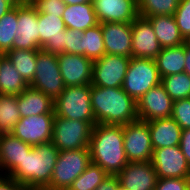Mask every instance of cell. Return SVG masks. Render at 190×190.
Segmentation results:
<instances>
[{
  "mask_svg": "<svg viewBox=\"0 0 190 190\" xmlns=\"http://www.w3.org/2000/svg\"><path fill=\"white\" fill-rule=\"evenodd\" d=\"M25 186L18 183L15 179L1 175L0 176V190H24Z\"/></svg>",
  "mask_w": 190,
  "mask_h": 190,
  "instance_id": "cell-42",
  "label": "cell"
},
{
  "mask_svg": "<svg viewBox=\"0 0 190 190\" xmlns=\"http://www.w3.org/2000/svg\"><path fill=\"white\" fill-rule=\"evenodd\" d=\"M93 127L90 122L55 116L51 142L59 151L89 148Z\"/></svg>",
  "mask_w": 190,
  "mask_h": 190,
  "instance_id": "cell-7",
  "label": "cell"
},
{
  "mask_svg": "<svg viewBox=\"0 0 190 190\" xmlns=\"http://www.w3.org/2000/svg\"><path fill=\"white\" fill-rule=\"evenodd\" d=\"M151 162L158 179L190 178V166L180 146L154 149Z\"/></svg>",
  "mask_w": 190,
  "mask_h": 190,
  "instance_id": "cell-11",
  "label": "cell"
},
{
  "mask_svg": "<svg viewBox=\"0 0 190 190\" xmlns=\"http://www.w3.org/2000/svg\"><path fill=\"white\" fill-rule=\"evenodd\" d=\"M171 117L182 130L190 129V98L175 100Z\"/></svg>",
  "mask_w": 190,
  "mask_h": 190,
  "instance_id": "cell-35",
  "label": "cell"
},
{
  "mask_svg": "<svg viewBox=\"0 0 190 190\" xmlns=\"http://www.w3.org/2000/svg\"><path fill=\"white\" fill-rule=\"evenodd\" d=\"M173 100L160 83L152 87L137 102L138 119L152 121L172 116Z\"/></svg>",
  "mask_w": 190,
  "mask_h": 190,
  "instance_id": "cell-14",
  "label": "cell"
},
{
  "mask_svg": "<svg viewBox=\"0 0 190 190\" xmlns=\"http://www.w3.org/2000/svg\"><path fill=\"white\" fill-rule=\"evenodd\" d=\"M20 119L17 95H3L0 101V135L11 133Z\"/></svg>",
  "mask_w": 190,
  "mask_h": 190,
  "instance_id": "cell-31",
  "label": "cell"
},
{
  "mask_svg": "<svg viewBox=\"0 0 190 190\" xmlns=\"http://www.w3.org/2000/svg\"><path fill=\"white\" fill-rule=\"evenodd\" d=\"M180 0H138L139 16L174 15Z\"/></svg>",
  "mask_w": 190,
  "mask_h": 190,
  "instance_id": "cell-34",
  "label": "cell"
},
{
  "mask_svg": "<svg viewBox=\"0 0 190 190\" xmlns=\"http://www.w3.org/2000/svg\"><path fill=\"white\" fill-rule=\"evenodd\" d=\"M190 178H163L158 179L154 190H188Z\"/></svg>",
  "mask_w": 190,
  "mask_h": 190,
  "instance_id": "cell-39",
  "label": "cell"
},
{
  "mask_svg": "<svg viewBox=\"0 0 190 190\" xmlns=\"http://www.w3.org/2000/svg\"><path fill=\"white\" fill-rule=\"evenodd\" d=\"M130 59L120 55L104 54L94 60L91 85L106 88L122 87Z\"/></svg>",
  "mask_w": 190,
  "mask_h": 190,
  "instance_id": "cell-10",
  "label": "cell"
},
{
  "mask_svg": "<svg viewBox=\"0 0 190 190\" xmlns=\"http://www.w3.org/2000/svg\"><path fill=\"white\" fill-rule=\"evenodd\" d=\"M38 51L12 49L5 54L28 85L35 75Z\"/></svg>",
  "mask_w": 190,
  "mask_h": 190,
  "instance_id": "cell-28",
  "label": "cell"
},
{
  "mask_svg": "<svg viewBox=\"0 0 190 190\" xmlns=\"http://www.w3.org/2000/svg\"><path fill=\"white\" fill-rule=\"evenodd\" d=\"M13 49L40 50L38 12L31 3L18 4V26Z\"/></svg>",
  "mask_w": 190,
  "mask_h": 190,
  "instance_id": "cell-13",
  "label": "cell"
},
{
  "mask_svg": "<svg viewBox=\"0 0 190 190\" xmlns=\"http://www.w3.org/2000/svg\"><path fill=\"white\" fill-rule=\"evenodd\" d=\"M108 176L99 165L91 162L68 190H96Z\"/></svg>",
  "mask_w": 190,
  "mask_h": 190,
  "instance_id": "cell-33",
  "label": "cell"
},
{
  "mask_svg": "<svg viewBox=\"0 0 190 190\" xmlns=\"http://www.w3.org/2000/svg\"><path fill=\"white\" fill-rule=\"evenodd\" d=\"M39 48L52 54L64 52L66 25L62 17L38 13Z\"/></svg>",
  "mask_w": 190,
  "mask_h": 190,
  "instance_id": "cell-18",
  "label": "cell"
},
{
  "mask_svg": "<svg viewBox=\"0 0 190 190\" xmlns=\"http://www.w3.org/2000/svg\"><path fill=\"white\" fill-rule=\"evenodd\" d=\"M185 67L184 72L190 76V46L185 44Z\"/></svg>",
  "mask_w": 190,
  "mask_h": 190,
  "instance_id": "cell-44",
  "label": "cell"
},
{
  "mask_svg": "<svg viewBox=\"0 0 190 190\" xmlns=\"http://www.w3.org/2000/svg\"><path fill=\"white\" fill-rule=\"evenodd\" d=\"M55 116L90 122L96 125L91 106V85L65 87L54 99Z\"/></svg>",
  "mask_w": 190,
  "mask_h": 190,
  "instance_id": "cell-4",
  "label": "cell"
},
{
  "mask_svg": "<svg viewBox=\"0 0 190 190\" xmlns=\"http://www.w3.org/2000/svg\"><path fill=\"white\" fill-rule=\"evenodd\" d=\"M19 4H22V3H31L32 0H16Z\"/></svg>",
  "mask_w": 190,
  "mask_h": 190,
  "instance_id": "cell-47",
  "label": "cell"
},
{
  "mask_svg": "<svg viewBox=\"0 0 190 190\" xmlns=\"http://www.w3.org/2000/svg\"><path fill=\"white\" fill-rule=\"evenodd\" d=\"M162 47L150 21L138 16L132 22V57L155 59Z\"/></svg>",
  "mask_w": 190,
  "mask_h": 190,
  "instance_id": "cell-16",
  "label": "cell"
},
{
  "mask_svg": "<svg viewBox=\"0 0 190 190\" xmlns=\"http://www.w3.org/2000/svg\"><path fill=\"white\" fill-rule=\"evenodd\" d=\"M24 190H50L48 188H38V187H25Z\"/></svg>",
  "mask_w": 190,
  "mask_h": 190,
  "instance_id": "cell-46",
  "label": "cell"
},
{
  "mask_svg": "<svg viewBox=\"0 0 190 190\" xmlns=\"http://www.w3.org/2000/svg\"><path fill=\"white\" fill-rule=\"evenodd\" d=\"M106 54L132 57V23H101Z\"/></svg>",
  "mask_w": 190,
  "mask_h": 190,
  "instance_id": "cell-20",
  "label": "cell"
},
{
  "mask_svg": "<svg viewBox=\"0 0 190 190\" xmlns=\"http://www.w3.org/2000/svg\"><path fill=\"white\" fill-rule=\"evenodd\" d=\"M18 4L16 0H0V18Z\"/></svg>",
  "mask_w": 190,
  "mask_h": 190,
  "instance_id": "cell-43",
  "label": "cell"
},
{
  "mask_svg": "<svg viewBox=\"0 0 190 190\" xmlns=\"http://www.w3.org/2000/svg\"><path fill=\"white\" fill-rule=\"evenodd\" d=\"M148 127L153 150L179 146L182 128L172 117L148 121Z\"/></svg>",
  "mask_w": 190,
  "mask_h": 190,
  "instance_id": "cell-22",
  "label": "cell"
},
{
  "mask_svg": "<svg viewBox=\"0 0 190 190\" xmlns=\"http://www.w3.org/2000/svg\"><path fill=\"white\" fill-rule=\"evenodd\" d=\"M62 19L66 28L80 31H85L99 24L93 3L66 5Z\"/></svg>",
  "mask_w": 190,
  "mask_h": 190,
  "instance_id": "cell-25",
  "label": "cell"
},
{
  "mask_svg": "<svg viewBox=\"0 0 190 190\" xmlns=\"http://www.w3.org/2000/svg\"><path fill=\"white\" fill-rule=\"evenodd\" d=\"M185 43L175 47L162 48L154 59L161 78L184 72Z\"/></svg>",
  "mask_w": 190,
  "mask_h": 190,
  "instance_id": "cell-26",
  "label": "cell"
},
{
  "mask_svg": "<svg viewBox=\"0 0 190 190\" xmlns=\"http://www.w3.org/2000/svg\"><path fill=\"white\" fill-rule=\"evenodd\" d=\"M54 117L55 114H40L21 118L11 133L32 146L50 142Z\"/></svg>",
  "mask_w": 190,
  "mask_h": 190,
  "instance_id": "cell-12",
  "label": "cell"
},
{
  "mask_svg": "<svg viewBox=\"0 0 190 190\" xmlns=\"http://www.w3.org/2000/svg\"><path fill=\"white\" fill-rule=\"evenodd\" d=\"M83 31L65 29L64 53L81 55Z\"/></svg>",
  "mask_w": 190,
  "mask_h": 190,
  "instance_id": "cell-38",
  "label": "cell"
},
{
  "mask_svg": "<svg viewBox=\"0 0 190 190\" xmlns=\"http://www.w3.org/2000/svg\"><path fill=\"white\" fill-rule=\"evenodd\" d=\"M89 149L91 162L108 175H117L128 164L123 125L96 124L92 128Z\"/></svg>",
  "mask_w": 190,
  "mask_h": 190,
  "instance_id": "cell-1",
  "label": "cell"
},
{
  "mask_svg": "<svg viewBox=\"0 0 190 190\" xmlns=\"http://www.w3.org/2000/svg\"><path fill=\"white\" fill-rule=\"evenodd\" d=\"M91 106L96 124L126 125L138 119L137 102L122 87L91 85Z\"/></svg>",
  "mask_w": 190,
  "mask_h": 190,
  "instance_id": "cell-2",
  "label": "cell"
},
{
  "mask_svg": "<svg viewBox=\"0 0 190 190\" xmlns=\"http://www.w3.org/2000/svg\"><path fill=\"white\" fill-rule=\"evenodd\" d=\"M161 83V77L154 59L131 57L125 79L123 90L136 102L152 87Z\"/></svg>",
  "mask_w": 190,
  "mask_h": 190,
  "instance_id": "cell-6",
  "label": "cell"
},
{
  "mask_svg": "<svg viewBox=\"0 0 190 190\" xmlns=\"http://www.w3.org/2000/svg\"><path fill=\"white\" fill-rule=\"evenodd\" d=\"M124 151L128 162L151 161V144L148 122L137 119L123 125Z\"/></svg>",
  "mask_w": 190,
  "mask_h": 190,
  "instance_id": "cell-9",
  "label": "cell"
},
{
  "mask_svg": "<svg viewBox=\"0 0 190 190\" xmlns=\"http://www.w3.org/2000/svg\"><path fill=\"white\" fill-rule=\"evenodd\" d=\"M161 84L173 101L190 98V76L185 72L165 76Z\"/></svg>",
  "mask_w": 190,
  "mask_h": 190,
  "instance_id": "cell-32",
  "label": "cell"
},
{
  "mask_svg": "<svg viewBox=\"0 0 190 190\" xmlns=\"http://www.w3.org/2000/svg\"><path fill=\"white\" fill-rule=\"evenodd\" d=\"M18 26V5L0 18V53L5 55L13 49Z\"/></svg>",
  "mask_w": 190,
  "mask_h": 190,
  "instance_id": "cell-30",
  "label": "cell"
},
{
  "mask_svg": "<svg viewBox=\"0 0 190 190\" xmlns=\"http://www.w3.org/2000/svg\"><path fill=\"white\" fill-rule=\"evenodd\" d=\"M180 149L190 166V129H184L181 133Z\"/></svg>",
  "mask_w": 190,
  "mask_h": 190,
  "instance_id": "cell-41",
  "label": "cell"
},
{
  "mask_svg": "<svg viewBox=\"0 0 190 190\" xmlns=\"http://www.w3.org/2000/svg\"><path fill=\"white\" fill-rule=\"evenodd\" d=\"M96 190H129L119 184L117 175H109Z\"/></svg>",
  "mask_w": 190,
  "mask_h": 190,
  "instance_id": "cell-40",
  "label": "cell"
},
{
  "mask_svg": "<svg viewBox=\"0 0 190 190\" xmlns=\"http://www.w3.org/2000/svg\"><path fill=\"white\" fill-rule=\"evenodd\" d=\"M28 86L8 57L1 55L0 93L2 95H20Z\"/></svg>",
  "mask_w": 190,
  "mask_h": 190,
  "instance_id": "cell-27",
  "label": "cell"
},
{
  "mask_svg": "<svg viewBox=\"0 0 190 190\" xmlns=\"http://www.w3.org/2000/svg\"><path fill=\"white\" fill-rule=\"evenodd\" d=\"M81 41L82 56L94 61L106 54L101 23L83 31Z\"/></svg>",
  "mask_w": 190,
  "mask_h": 190,
  "instance_id": "cell-29",
  "label": "cell"
},
{
  "mask_svg": "<svg viewBox=\"0 0 190 190\" xmlns=\"http://www.w3.org/2000/svg\"><path fill=\"white\" fill-rule=\"evenodd\" d=\"M91 163L90 149L59 151L54 171L47 187L50 190H68Z\"/></svg>",
  "mask_w": 190,
  "mask_h": 190,
  "instance_id": "cell-5",
  "label": "cell"
},
{
  "mask_svg": "<svg viewBox=\"0 0 190 190\" xmlns=\"http://www.w3.org/2000/svg\"><path fill=\"white\" fill-rule=\"evenodd\" d=\"M31 4L38 13L62 17L66 4L62 0H32Z\"/></svg>",
  "mask_w": 190,
  "mask_h": 190,
  "instance_id": "cell-37",
  "label": "cell"
},
{
  "mask_svg": "<svg viewBox=\"0 0 190 190\" xmlns=\"http://www.w3.org/2000/svg\"><path fill=\"white\" fill-rule=\"evenodd\" d=\"M58 154L59 149L51 141L35 145L9 177L25 187L47 188Z\"/></svg>",
  "mask_w": 190,
  "mask_h": 190,
  "instance_id": "cell-3",
  "label": "cell"
},
{
  "mask_svg": "<svg viewBox=\"0 0 190 190\" xmlns=\"http://www.w3.org/2000/svg\"><path fill=\"white\" fill-rule=\"evenodd\" d=\"M17 105L21 118L40 114H55L54 100L30 86L17 95Z\"/></svg>",
  "mask_w": 190,
  "mask_h": 190,
  "instance_id": "cell-23",
  "label": "cell"
},
{
  "mask_svg": "<svg viewBox=\"0 0 190 190\" xmlns=\"http://www.w3.org/2000/svg\"><path fill=\"white\" fill-rule=\"evenodd\" d=\"M99 23H132L138 16V0H92Z\"/></svg>",
  "mask_w": 190,
  "mask_h": 190,
  "instance_id": "cell-17",
  "label": "cell"
},
{
  "mask_svg": "<svg viewBox=\"0 0 190 190\" xmlns=\"http://www.w3.org/2000/svg\"><path fill=\"white\" fill-rule=\"evenodd\" d=\"M29 86L40 90L53 100L61 95L65 85L60 73L57 54L42 49L37 52L36 71Z\"/></svg>",
  "mask_w": 190,
  "mask_h": 190,
  "instance_id": "cell-8",
  "label": "cell"
},
{
  "mask_svg": "<svg viewBox=\"0 0 190 190\" xmlns=\"http://www.w3.org/2000/svg\"><path fill=\"white\" fill-rule=\"evenodd\" d=\"M66 5H77L83 3H92V0H62Z\"/></svg>",
  "mask_w": 190,
  "mask_h": 190,
  "instance_id": "cell-45",
  "label": "cell"
},
{
  "mask_svg": "<svg viewBox=\"0 0 190 190\" xmlns=\"http://www.w3.org/2000/svg\"><path fill=\"white\" fill-rule=\"evenodd\" d=\"M185 44L190 46V35L185 39Z\"/></svg>",
  "mask_w": 190,
  "mask_h": 190,
  "instance_id": "cell-48",
  "label": "cell"
},
{
  "mask_svg": "<svg viewBox=\"0 0 190 190\" xmlns=\"http://www.w3.org/2000/svg\"><path fill=\"white\" fill-rule=\"evenodd\" d=\"M58 63L65 87L91 85L93 60L77 54L59 53Z\"/></svg>",
  "mask_w": 190,
  "mask_h": 190,
  "instance_id": "cell-15",
  "label": "cell"
},
{
  "mask_svg": "<svg viewBox=\"0 0 190 190\" xmlns=\"http://www.w3.org/2000/svg\"><path fill=\"white\" fill-rule=\"evenodd\" d=\"M117 177L119 184L129 190H154L158 181L151 161L128 162Z\"/></svg>",
  "mask_w": 190,
  "mask_h": 190,
  "instance_id": "cell-19",
  "label": "cell"
},
{
  "mask_svg": "<svg viewBox=\"0 0 190 190\" xmlns=\"http://www.w3.org/2000/svg\"><path fill=\"white\" fill-rule=\"evenodd\" d=\"M32 145L12 133L0 135V174L9 176L19 166ZM4 171V172H3Z\"/></svg>",
  "mask_w": 190,
  "mask_h": 190,
  "instance_id": "cell-21",
  "label": "cell"
},
{
  "mask_svg": "<svg viewBox=\"0 0 190 190\" xmlns=\"http://www.w3.org/2000/svg\"><path fill=\"white\" fill-rule=\"evenodd\" d=\"M174 18L181 35L186 39L190 35V0H180Z\"/></svg>",
  "mask_w": 190,
  "mask_h": 190,
  "instance_id": "cell-36",
  "label": "cell"
},
{
  "mask_svg": "<svg viewBox=\"0 0 190 190\" xmlns=\"http://www.w3.org/2000/svg\"><path fill=\"white\" fill-rule=\"evenodd\" d=\"M145 18L150 21L162 48L175 47L185 43L174 15H156Z\"/></svg>",
  "mask_w": 190,
  "mask_h": 190,
  "instance_id": "cell-24",
  "label": "cell"
}]
</instances>
